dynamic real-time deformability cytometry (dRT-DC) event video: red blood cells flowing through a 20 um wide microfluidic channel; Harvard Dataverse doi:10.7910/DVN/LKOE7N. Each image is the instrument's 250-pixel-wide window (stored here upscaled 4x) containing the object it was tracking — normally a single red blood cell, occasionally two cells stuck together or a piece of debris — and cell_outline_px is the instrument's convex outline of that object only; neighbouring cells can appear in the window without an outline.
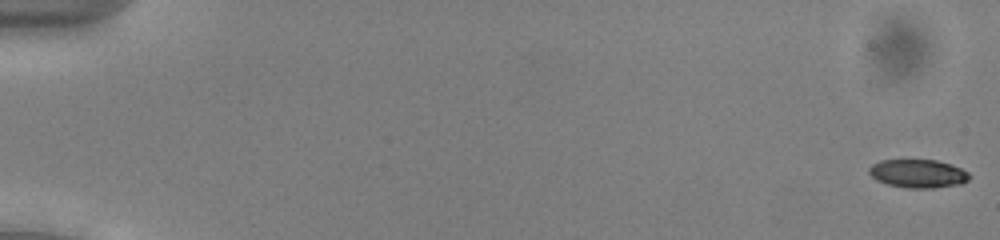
{"species": "common noctule bat (a hibernating species)", "species_latin": "Nyctalus noctula", "temperature_condition": "cold", "stored_images_in_passage": 54, "camera_frame_rate_fps": 3000, "um_per_image_px": 0.085, "animal": {"sex": "male", "body_mass_g": 13.0, "forearm_length_mm": 53.1}, "frame": {"image": 1, "passage_image": 1, "time_ms": 0.0, "image_size_px": [1000, 240], "cell_outline_px": [[972, 176], [968, 180], [960, 184], [932, 188], [908, 188], [888, 184], [876, 180], [868, 172], [868, 168], [872, 164], [880, 160], [936, 160], [952, 164], [968, 172]], "centroid_in_image_um": [78.04, 14.75], "position_along_channel_um": 7.0, "area_um2": 16.65}}
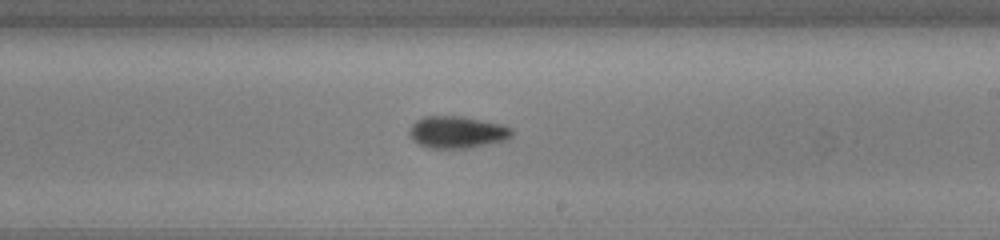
{"frame": {"image": 2, "passage_image": 33, "time_ms": 10.667, "image_size_px": [1000, 240], "cell_outline_px": [[512, 136], [508, 140], [472, 148], [428, 148], [412, 140], [408, 132], [412, 124], [416, 120], [424, 116], [460, 116], [504, 124], [512, 128]], "centroid_in_image_um": [38.88, 11.24], "position_along_channel_um": 250.1, "area_um2": 19.42}}
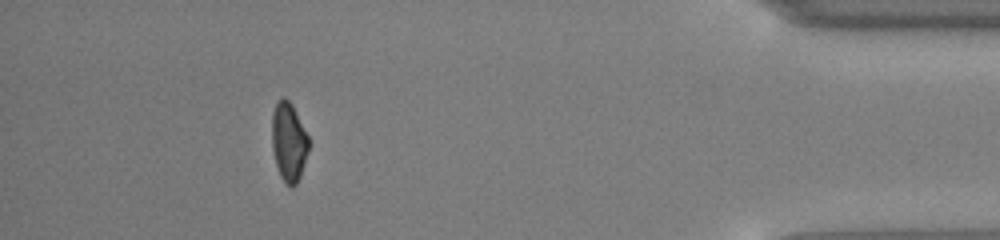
{"frame": {"image": 3, "passage_image": 49, "time_ms": 16.0, "image_size_px": [1000, 240], "cell_outline_px": [[308, 152], [300, 176], [296, 184], [292, 188], [280, 176], [276, 164], [272, 148], [272, 112], [280, 96], [284, 96], [292, 104], [308, 136]], "centroid_in_image_um": [24.53, 12.03], "position_along_channel_um": 410.7, "area_um2": 16.82}, "authors_computed_cell_mechanics": {"area_um2": 17.7446, "velocity_mm_per_s": 3.9413, "shape_relaxation_time_tau1_ms": 3.1699, "shape_relaxation_time_tau2_ms": 6.6534, "deformation_change_tau1": 0.0901, "deformation_change_tau2": 0.1312}}